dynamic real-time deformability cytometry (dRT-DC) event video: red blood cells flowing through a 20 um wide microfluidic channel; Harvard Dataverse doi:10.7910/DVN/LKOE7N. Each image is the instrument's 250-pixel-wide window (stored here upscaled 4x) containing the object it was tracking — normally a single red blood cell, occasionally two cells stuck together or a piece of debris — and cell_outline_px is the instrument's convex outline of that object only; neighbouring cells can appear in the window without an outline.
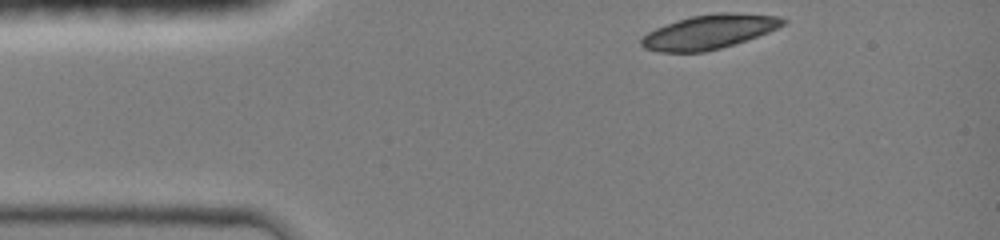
{"species": "common noctule bat (a hibernating species)", "species_latin": "Nyctalus noctula", "temperature_condition": "room temperature", "stored_images_in_passage": 9, "camera_frame_rate_fps": 3000, "um_per_image_px": 0.085, "animal": {"sex": "female", "body_mass_g": 19.0, "forearm_length_mm": 51.5}, "frame": {"image": 1, "passage_image": 1, "time_ms": 0.0, "image_size_px": [1000, 240], "cell_outline_px": [[788, 20], [784, 24], [768, 32], [720, 48], [704, 52], [660, 52], [644, 48], [640, 44], [640, 40], [648, 32], [656, 28], [692, 16], [716, 12], [732, 12], [780, 16]], "centroid_in_image_um": [60.28, 2.7], "position_along_channel_um": 24.7, "area_um2": 27.92}}
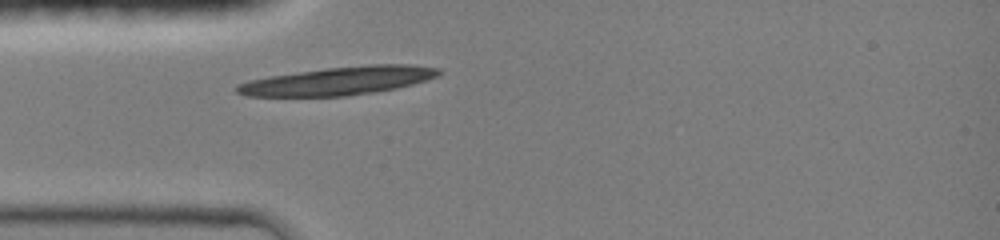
{"frame": {"image": 2, "passage_image": 6, "time_ms": 1.667, "image_size_px": [1000, 240], "cell_outline_px": [[444, 72], [428, 80], [396, 88], [372, 92], [344, 96], [248, 96], [236, 92], [236, 84], [248, 80], [268, 76], [328, 68], [372, 64], [412, 64], [440, 68]], "centroid_in_image_um": [28.8, 6.86], "position_along_channel_um": 56.2, "area_um2": 33.12}}